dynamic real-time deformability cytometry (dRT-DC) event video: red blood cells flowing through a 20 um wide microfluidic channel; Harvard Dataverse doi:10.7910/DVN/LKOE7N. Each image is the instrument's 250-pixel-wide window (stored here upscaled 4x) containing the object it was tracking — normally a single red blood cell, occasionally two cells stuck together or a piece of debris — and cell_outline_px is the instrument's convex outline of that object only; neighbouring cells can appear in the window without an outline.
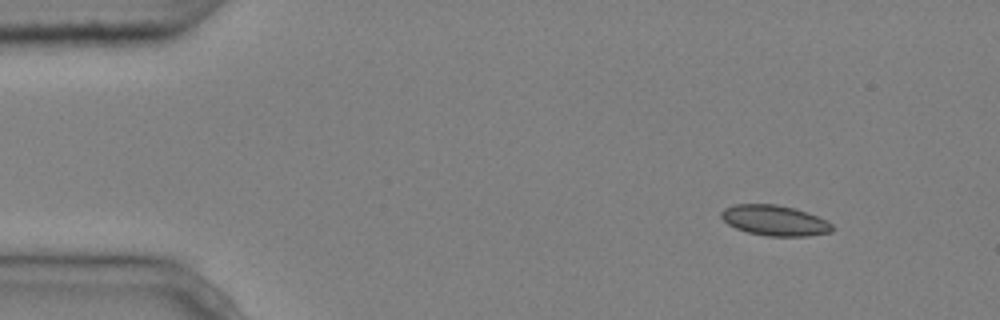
{"species": "common noctule bat (a hibernating species)", "species_latin": "Nyctalus noctula", "temperature_condition": "cold", "stored_images_in_passage": 6, "camera_frame_rate_fps": 3000, "um_per_image_px": 0.085, "animal": {"sex": "male", "body_mass_g": 20.4}, "frame": {"image": 1, "passage_image": 1, "time_ms": 0.0, "image_size_px": [1000, 320], "cell_outline_px": [[836, 228], [832, 232], [808, 236], [768, 236], [748, 232], [736, 228], [728, 224], [720, 216], [720, 212], [724, 208], [736, 204], [776, 204], [808, 212], [828, 220]], "centroid_in_image_um": [65.89, 18.74], "position_along_channel_um": 19.1, "area_um2": 19.83}}
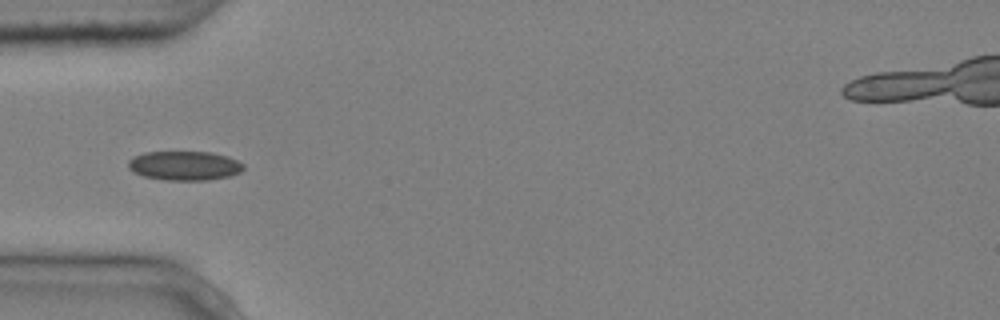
{"frame": {"image": 2, "passage_image": 4, "time_ms": 1.0, "image_size_px": [1000, 320], "cell_outline_px": [[244, 168], [240, 172], [228, 176], [208, 180], [164, 180], [144, 176], [132, 172], [128, 168], [128, 160], [132, 156], [144, 152], [212, 152], [228, 156], [244, 164]], "centroid_in_image_um": [15.65, 14.08], "position_along_channel_um": 69.4, "area_um2": 19.77}}